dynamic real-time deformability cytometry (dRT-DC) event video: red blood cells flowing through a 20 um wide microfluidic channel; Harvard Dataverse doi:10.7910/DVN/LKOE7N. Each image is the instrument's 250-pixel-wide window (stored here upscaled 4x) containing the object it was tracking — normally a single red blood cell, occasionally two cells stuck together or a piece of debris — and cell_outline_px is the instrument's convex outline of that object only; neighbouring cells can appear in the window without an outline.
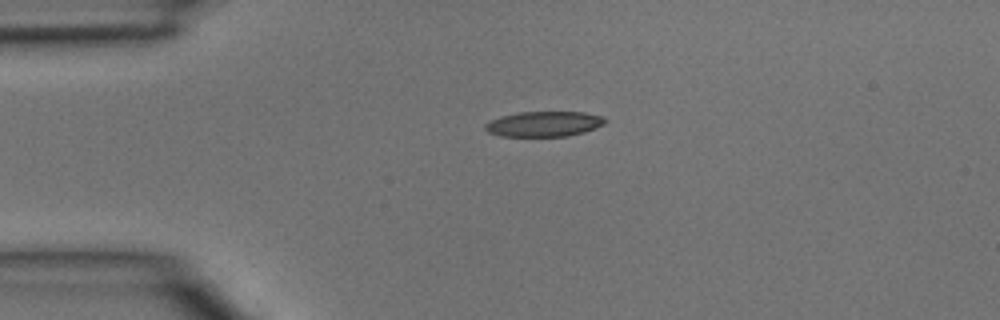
{"species": "common noctule bat (a hibernating species)", "species_latin": "Nyctalus noctula", "temperature_condition": "room temperature", "stored_images_in_passage": 1, "camera_frame_rate_fps": 3000, "um_per_image_px": 0.085, "animal": {"sex": "male", "body_mass_g": 15.6}, "frame": {"image": 1, "passage_image": 1, "time_ms": 0.0, "image_size_px": [1000, 320], "cell_outline_px": [[608, 120], [604, 124], [596, 128], [584, 132], [568, 136], [500, 136], [488, 132], [484, 128], [484, 124], [500, 116], [520, 112], [584, 112], [604, 116]], "centroid_in_image_um": [46.27, 10.53], "position_along_channel_um": 38.7, "area_um2": 17.74}}